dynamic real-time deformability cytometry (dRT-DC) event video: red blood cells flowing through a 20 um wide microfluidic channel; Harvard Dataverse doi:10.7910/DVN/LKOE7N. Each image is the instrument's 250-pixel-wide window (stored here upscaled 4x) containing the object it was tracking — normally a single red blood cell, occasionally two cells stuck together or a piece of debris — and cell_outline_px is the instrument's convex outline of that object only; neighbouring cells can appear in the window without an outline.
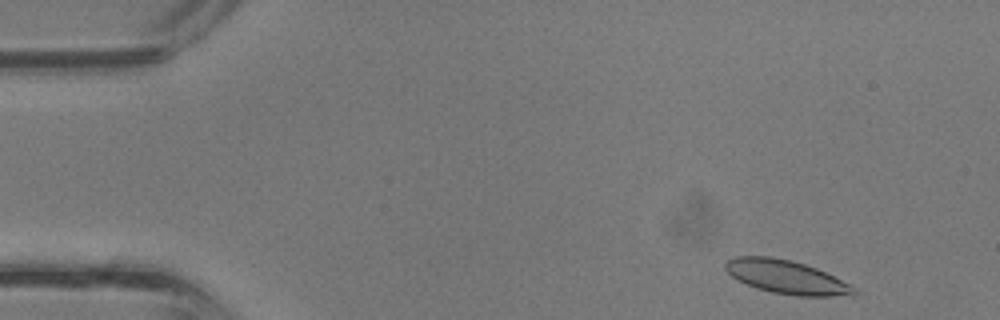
{"species": "common noctule bat (a hibernating species)", "species_latin": "Nyctalus noctula", "temperature_condition": "room temperature", "stored_images_in_passage": 36, "camera_frame_rate_fps": 3000, "um_per_image_px": 0.085, "animal": {"sex": "male", "body_mass_g": 13.3}, "frame": {"image": 1, "passage_image": 2, "time_ms": 0.333, "image_size_px": [1000, 320], "cell_outline_px": [[856, 292], [832, 296], [796, 296], [772, 292], [756, 288], [736, 280], [724, 268], [724, 264], [728, 260], [736, 256], [768, 256], [792, 260], [816, 268], [856, 288]], "centroid_in_image_um": [66.74, 23.53], "position_along_channel_um": 18.3, "area_um2": 24.74}}
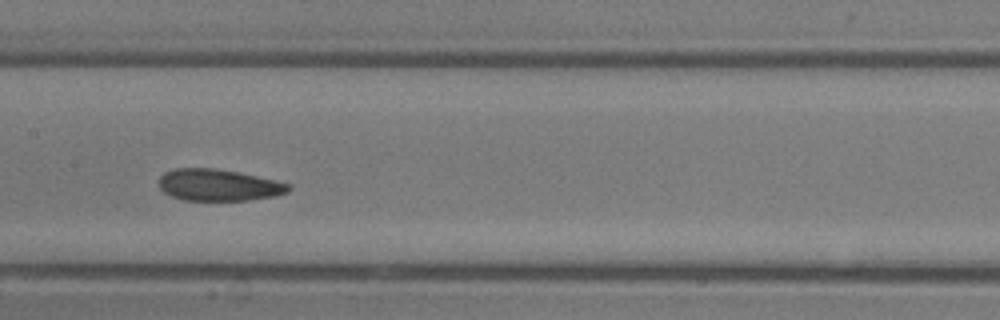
{"frame": {"image": 2, "passage_image": 17, "time_ms": 5.333, "image_size_px": [1000, 320], "cell_outline_px": [[292, 188], [288, 192], [276, 196], [248, 200], [184, 200], [172, 196], [164, 192], [160, 188], [160, 176], [164, 172], [176, 168], [216, 168], [276, 180], [292, 184]], "centroid_in_image_um": [18.61, 15.73], "position_along_channel_um": 188.8, "area_um2": 23.93}}
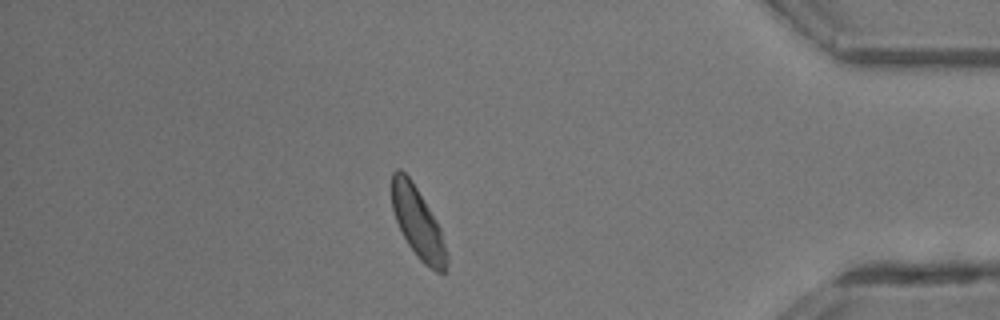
{"frame": {"image": 3, "passage_image": 31, "time_ms": 10.0, "image_size_px": [1000, 320], "cell_outline_px": [[448, 264], [444, 272], [436, 272], [424, 264], [420, 260], [408, 244], [396, 220], [392, 208], [392, 172], [396, 168], [400, 168], [412, 180], [436, 220], [440, 228], [448, 252]], "centroid_in_image_um": [35.53, 18.94], "position_along_channel_um": 399.7, "area_um2": 22.54}}